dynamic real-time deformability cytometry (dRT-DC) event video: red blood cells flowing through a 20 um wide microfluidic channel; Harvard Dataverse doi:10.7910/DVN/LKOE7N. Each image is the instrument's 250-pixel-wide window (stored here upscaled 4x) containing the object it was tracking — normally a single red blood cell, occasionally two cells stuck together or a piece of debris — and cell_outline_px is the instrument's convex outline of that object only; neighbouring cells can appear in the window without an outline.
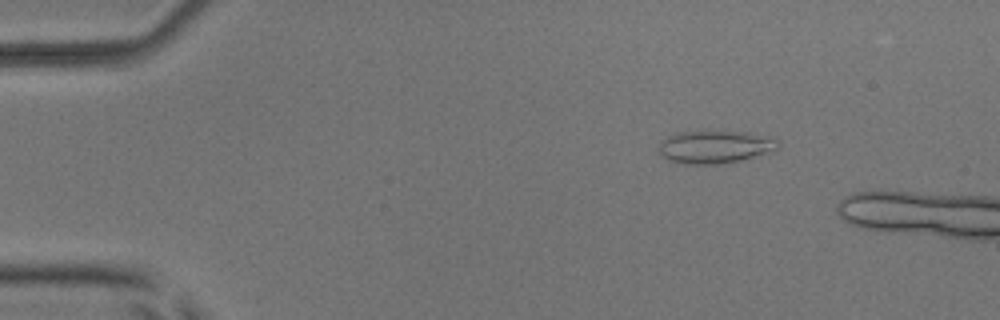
{"species": "common noctule bat (a hibernating species)", "species_latin": "Nyctalus noctula", "temperature_condition": "room temperature", "stored_images_in_passage": 6, "camera_frame_rate_fps": 3000, "um_per_image_px": 0.085, "animal": {"sex": "male", "body_mass_g": 17.9, "forearm_length_mm": 54.2}, "frame": {"image": 1, "passage_image": 3, "time_ms": 2.333, "image_size_px": [1000, 320], "cell_outline_px": [[780, 140], [776, 148], [772, 152], [740, 160], [720, 164], [680, 164], [668, 160], [660, 152], [660, 144], [668, 136], [676, 132], [748, 132], [776, 136]], "centroid_in_image_um": [60.85, 12.49], "position_along_channel_um": 24.1, "area_um2": 22.83}}